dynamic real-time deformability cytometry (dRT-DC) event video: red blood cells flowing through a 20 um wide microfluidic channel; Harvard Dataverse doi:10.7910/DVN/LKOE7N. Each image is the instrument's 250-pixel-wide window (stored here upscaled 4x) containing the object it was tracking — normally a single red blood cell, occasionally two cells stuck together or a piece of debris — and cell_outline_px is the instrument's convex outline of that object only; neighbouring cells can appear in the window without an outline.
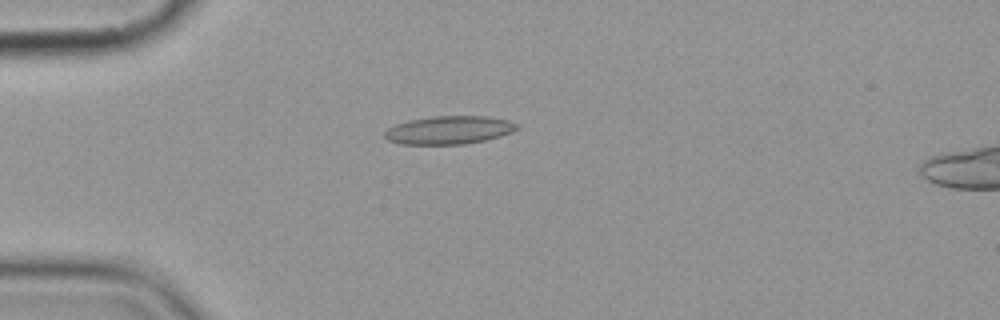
{"species": "common noctule bat (a hibernating species)", "species_latin": "Nyctalus noctula", "temperature_condition": "cold", "stored_images_in_passage": 9, "camera_frame_rate_fps": 3000, "um_per_image_px": 0.085, "animal": {"sex": "female", "body_mass_g": 19.9}, "frame": {"image": 1, "passage_image": 3, "time_ms": 3.333, "image_size_px": [1000, 320], "cell_outline_px": [[520, 128], [512, 132], [500, 136], [484, 140], [464, 144], [400, 144], [388, 140], [384, 136], [384, 132], [388, 128], [396, 124], [408, 120], [432, 116], [488, 116], [508, 120], [520, 124]], "centroid_in_image_um": [38.19, 11.04], "position_along_channel_um": 46.8, "area_um2": 21.85}}
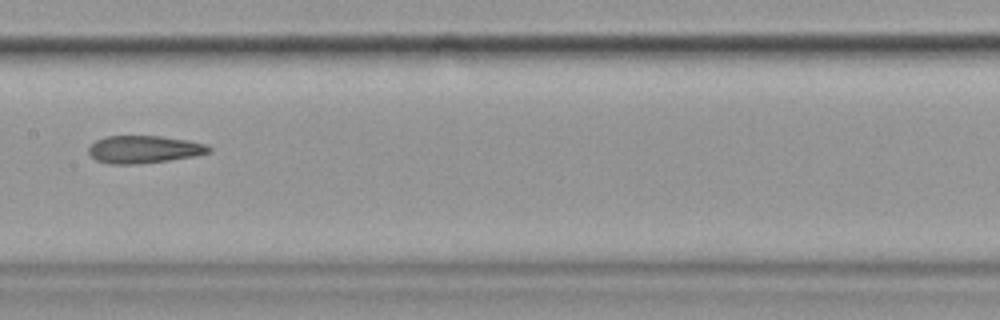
{"frame": {"image": 2, "passage_image": 7, "time_ms": 8.0, "image_size_px": [1000, 320], "cell_outline_px": [[212, 152], [196, 156], [168, 160], [136, 164], [108, 164], [96, 160], [88, 152], [88, 148], [96, 140], [108, 136], [160, 136], [188, 140], [208, 144], [212, 148]], "centroid_in_image_um": [12.28, 12.7], "position_along_channel_um": 195.1, "area_um2": 19.42}}
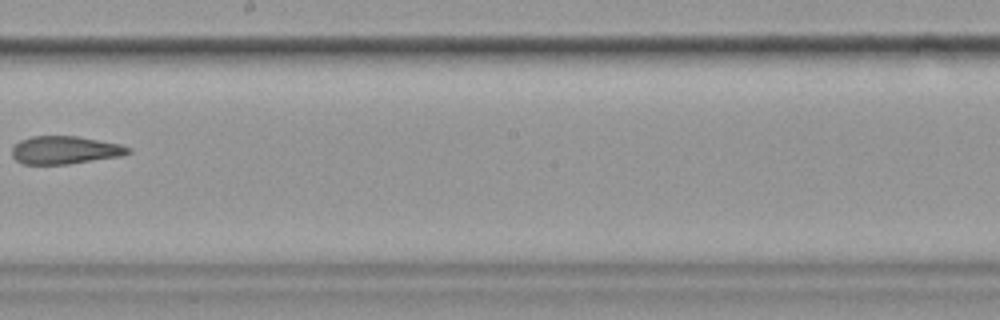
{"frame": {"image": 3, "passage_image": 8, "time_ms": 9.333, "image_size_px": [1000, 320], "cell_outline_px": [[132, 152], [120, 156], [68, 164], [24, 164], [16, 160], [12, 156], [12, 148], [20, 140], [32, 136], [76, 136], [120, 144], [132, 148]], "centroid_in_image_um": [5.52, 12.75], "position_along_channel_um": 242.7, "area_um2": 18.84}}